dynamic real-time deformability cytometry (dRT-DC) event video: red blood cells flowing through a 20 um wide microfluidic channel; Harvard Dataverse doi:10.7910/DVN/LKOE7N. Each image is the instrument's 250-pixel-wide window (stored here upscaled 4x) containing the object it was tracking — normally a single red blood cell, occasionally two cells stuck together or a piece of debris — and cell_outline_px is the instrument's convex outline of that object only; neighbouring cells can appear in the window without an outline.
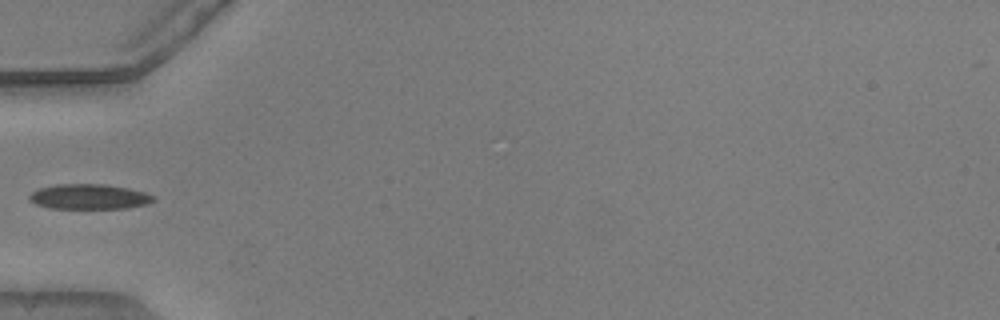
{"species": "common noctule bat (a hibernating species)", "species_latin": "Nyctalus noctula", "temperature_condition": "warm", "stored_images_in_passage": 7, "camera_frame_rate_fps": 3000, "um_per_image_px": 0.085, "animal": {"sex": "male", "body_mass_g": 20.5, "forearm_length_mm": 52.5}, "frame": {"image": 1, "passage_image": 1, "time_ms": 0.0, "image_size_px": [1000, 320], "cell_outline_px": [[156, 200], [148, 204], [128, 208], [48, 208], [36, 204], [28, 200], [28, 196], [32, 192], [40, 188], [56, 184], [108, 184], [128, 188], [144, 192], [156, 196]], "centroid_in_image_um": [7.6, 16.71], "position_along_channel_um": 77.4, "area_um2": 18.32}}